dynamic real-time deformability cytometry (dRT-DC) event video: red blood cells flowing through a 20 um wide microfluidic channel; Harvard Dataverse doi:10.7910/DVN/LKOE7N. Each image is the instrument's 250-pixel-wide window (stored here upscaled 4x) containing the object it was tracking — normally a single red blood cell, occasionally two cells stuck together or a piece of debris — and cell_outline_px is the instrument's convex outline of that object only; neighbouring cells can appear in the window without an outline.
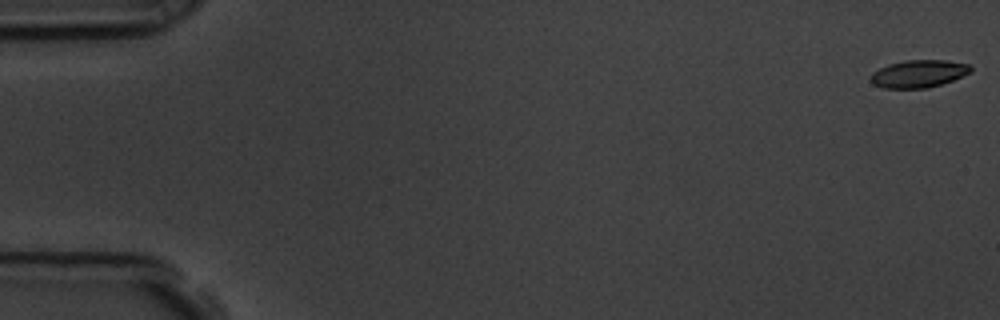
{"species": "common noctule bat (a hibernating species)", "species_latin": "Nyctalus noctula", "temperature_condition": "room temperature", "stored_images_in_passage": 11, "camera_frame_rate_fps": 3000, "um_per_image_px": 0.085, "animal": {"sex": "male", "body_mass_g": 19.5, "forearm_length_mm": 54.6}, "frame": {"image": 1, "passage_image": 1, "time_ms": 0.0, "image_size_px": [1000, 320], "cell_outline_px": [[972, 72], [952, 80], [928, 88], [884, 88], [872, 84], [872, 72], [888, 64], [904, 60], [944, 60], [968, 64], [972, 68]], "centroid_in_image_um": [78.09, 6.26], "position_along_channel_um": 6.9, "area_um2": 15.95}}